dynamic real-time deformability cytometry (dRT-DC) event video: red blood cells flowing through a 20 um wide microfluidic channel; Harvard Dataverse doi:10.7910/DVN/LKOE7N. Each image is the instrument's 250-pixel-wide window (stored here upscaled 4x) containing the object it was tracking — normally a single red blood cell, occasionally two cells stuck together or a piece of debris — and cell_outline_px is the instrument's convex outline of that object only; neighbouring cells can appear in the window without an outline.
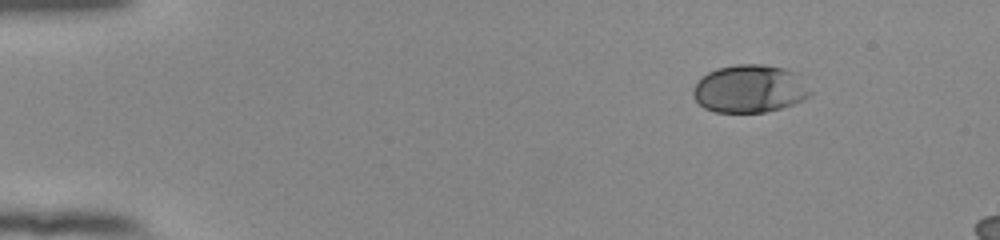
{"species": "human", "species_latin": "Homo sapiens", "temperature_condition": "room temperature", "stored_images_in_passage": 25, "camera_frame_rate_fps": 3000, "um_per_image_px": 0.085, "donor": {"sex": "female"}, "frame": {"image": 1, "passage_image": 1, "time_ms": 0.0, "image_size_px": [1000, 240], "cell_outline_px": [[812, 92], [804, 100], [780, 108], [764, 112], [716, 112], [704, 108], [696, 100], [692, 92], [692, 88], [700, 76], [716, 68], [736, 64], [764, 64], [784, 68], [796, 72]], "centroid_in_image_um": [63.7, 7.53], "position_along_channel_um": 21.3, "area_um2": 32.83}}
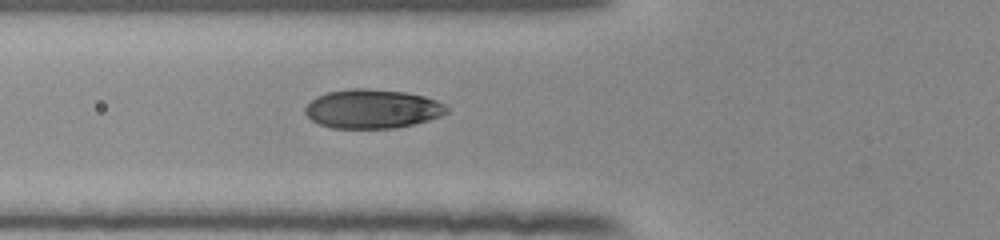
{"frame": {"image": 2, "passage_image": 15, "time_ms": 4.667, "image_size_px": [1000, 240], "cell_outline_px": [[448, 112], [440, 116], [428, 120], [412, 124], [392, 128], [332, 128], [320, 124], [312, 120], [304, 112], [304, 108], [316, 96], [328, 92], [352, 88], [368, 88], [404, 92], [424, 96], [436, 100], [444, 104], [448, 108]], "centroid_in_image_um": [31.64, 9.25], "position_along_channel_um": 94.2, "area_um2": 32.08}}
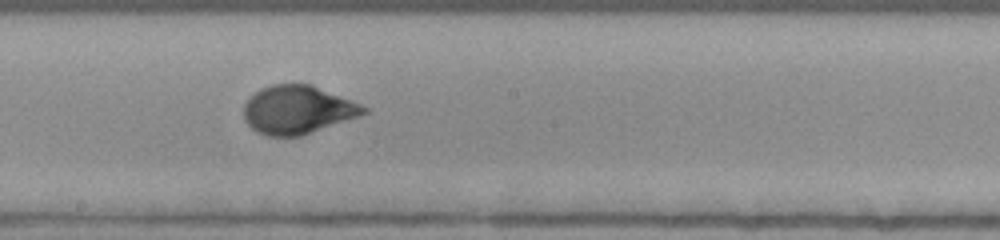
{"frame": {"image": 3, "passage_image": 25, "time_ms": 8.0, "image_size_px": [1000, 240], "cell_outline_px": [[368, 112], [360, 116], [300, 136], [268, 136], [256, 132], [244, 120], [244, 104], [248, 96], [260, 88], [272, 84], [312, 84], [352, 100], [368, 108]], "centroid_in_image_um": [25.28, 9.32], "position_along_channel_um": 222.9, "area_um2": 33.99}}